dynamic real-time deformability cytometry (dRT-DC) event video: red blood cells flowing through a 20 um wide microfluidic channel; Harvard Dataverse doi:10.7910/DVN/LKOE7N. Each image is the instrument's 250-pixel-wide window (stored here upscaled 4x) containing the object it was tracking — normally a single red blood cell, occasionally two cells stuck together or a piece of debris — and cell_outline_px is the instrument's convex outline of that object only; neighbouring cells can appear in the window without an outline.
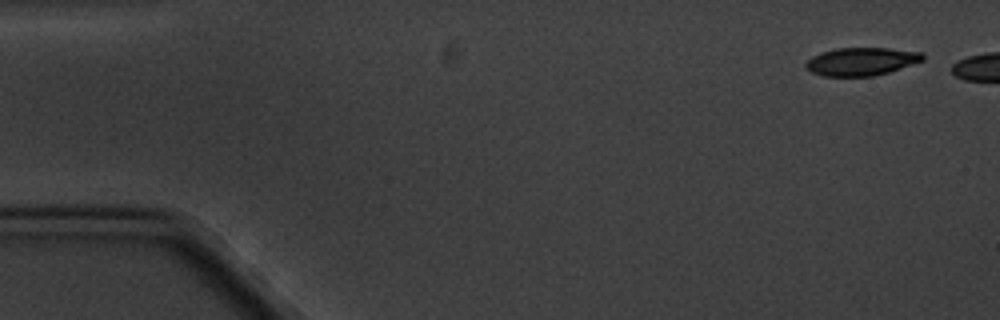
{"species": "common noctule bat (a hibernating species)", "species_latin": "Nyctalus noctula", "temperature_condition": "cold", "stored_images_in_passage": 6, "camera_frame_rate_fps": 3000, "um_per_image_px": 0.085, "animal": {"sex": "male", "body_mass_g": 20.1, "forearm_length_mm": 53.5}, "frame": {"image": 1, "passage_image": 1, "time_ms": 0.0, "image_size_px": [1000, 320], "cell_outline_px": [[924, 60], [888, 72], [872, 76], [824, 76], [812, 72], [804, 68], [804, 64], [812, 56], [820, 52], [836, 48], [888, 48], [924, 52]], "centroid_in_image_um": [73.2, 5.22], "position_along_channel_um": 11.8, "area_um2": 19.13}}